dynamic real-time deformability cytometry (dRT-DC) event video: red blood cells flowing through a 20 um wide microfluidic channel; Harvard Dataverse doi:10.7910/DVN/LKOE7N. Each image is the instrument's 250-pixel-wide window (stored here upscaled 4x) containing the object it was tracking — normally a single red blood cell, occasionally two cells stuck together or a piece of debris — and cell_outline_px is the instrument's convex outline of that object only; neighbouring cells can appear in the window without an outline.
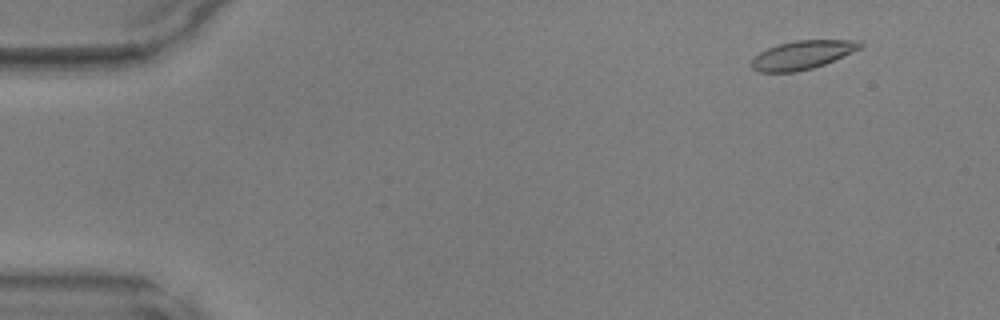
{"species": "common noctule bat (a hibernating species)", "species_latin": "Nyctalus noctula", "temperature_condition": "warm", "stored_images_in_passage": 19, "camera_frame_rate_fps": 3000, "um_per_image_px": 0.085, "animal": {"sex": "male", "body_mass_g": 17.9, "forearm_length_mm": 54.2}, "frame": {"image": 1, "passage_image": 5, "time_ms": 1.333, "image_size_px": [1000, 320], "cell_outline_px": [[864, 44], [860, 48], [824, 64], [812, 68], [796, 72], [760, 72], [752, 68], [752, 60], [760, 52], [768, 48], [780, 44], [796, 40], [860, 40]], "centroid_in_image_um": [68.2, 4.66], "position_along_channel_um": 16.8, "area_um2": 17.8}}
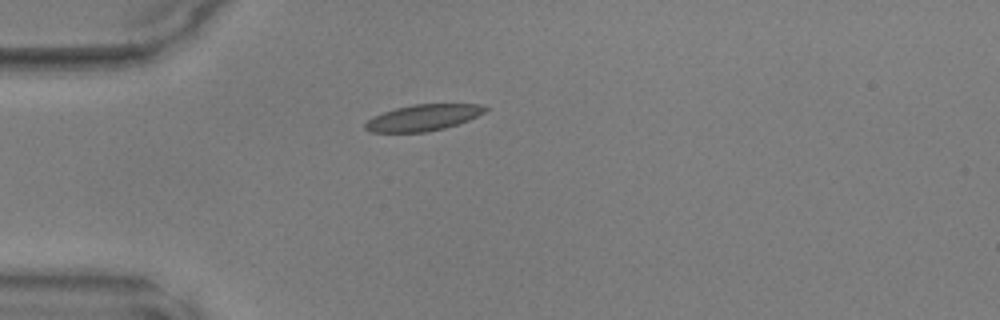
{"frame": {"image": 2, "passage_image": 14, "time_ms": 4.333, "image_size_px": [1000, 320], "cell_outline_px": [[488, 108], [484, 112], [468, 120], [444, 128], [424, 132], [372, 132], [364, 128], [364, 124], [372, 116], [396, 108], [412, 104], [480, 104]], "centroid_in_image_um": [35.93, 9.99], "position_along_channel_um": 49.1, "area_um2": 18.15}}